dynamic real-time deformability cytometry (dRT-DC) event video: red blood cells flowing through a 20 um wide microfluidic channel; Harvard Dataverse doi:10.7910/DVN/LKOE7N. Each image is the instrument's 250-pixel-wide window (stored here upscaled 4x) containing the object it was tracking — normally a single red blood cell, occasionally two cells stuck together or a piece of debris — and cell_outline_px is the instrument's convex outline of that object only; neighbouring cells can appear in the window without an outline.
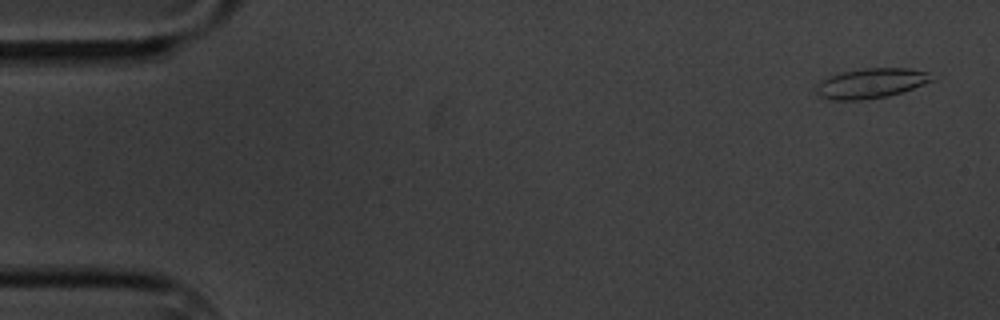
{"species": "common noctule bat (a hibernating species)", "species_latin": "Nyctalus noctula", "temperature_condition": "cold", "stored_images_in_passage": 5, "segment_of_instrument_passage": [1, 2], "camera_frame_rate_fps": 3000, "um_per_image_px": 0.085, "animal": {"sex": "male", "body_mass_g": 20.1, "forearm_length_mm": 53.5}, "frame": {"image": 1, "passage_image": 1, "time_ms": 0.0, "image_size_px": [1000, 320], "cell_outline_px": [[940, 76], [936, 80], [904, 92], [888, 96], [860, 100], [832, 100], [820, 96], [816, 92], [816, 84], [820, 80], [844, 72], [864, 68], [908, 68], [928, 72]], "centroid_in_image_um": [74.14, 7.08], "position_along_channel_um": 10.9, "area_um2": 20.46}}